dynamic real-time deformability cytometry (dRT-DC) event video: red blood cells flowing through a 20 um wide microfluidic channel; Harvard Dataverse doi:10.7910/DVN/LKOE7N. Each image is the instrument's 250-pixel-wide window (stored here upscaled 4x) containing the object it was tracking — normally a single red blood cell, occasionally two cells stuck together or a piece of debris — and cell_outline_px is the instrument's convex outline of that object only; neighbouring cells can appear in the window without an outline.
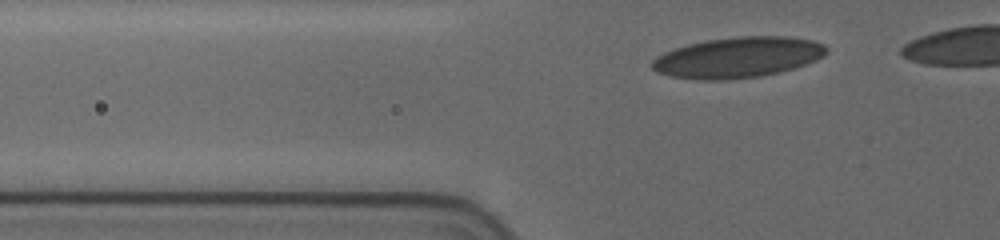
{"species": "human", "species_latin": "Homo sapiens", "temperature_condition": "cold", "stored_images_in_passage": 35, "camera_frame_rate_fps": 3000, "um_per_image_px": 0.085, "donor": {"sex": "female"}, "frame": {"image": 1, "passage_image": 4, "time_ms": 1.0, "image_size_px": [1000, 240], "cell_outline_px": [[828, 52], [824, 56], [816, 60], [780, 72], [760, 76], [720, 80], [700, 80], [672, 76], [656, 72], [648, 64], [656, 56], [664, 52], [688, 44], [708, 40], [736, 36], [788, 36], [812, 40], [824, 44], [828, 48]], "centroid_in_image_um": [62.71, 4.87], "position_along_channel_um": 63.1, "area_um2": 41.38}}
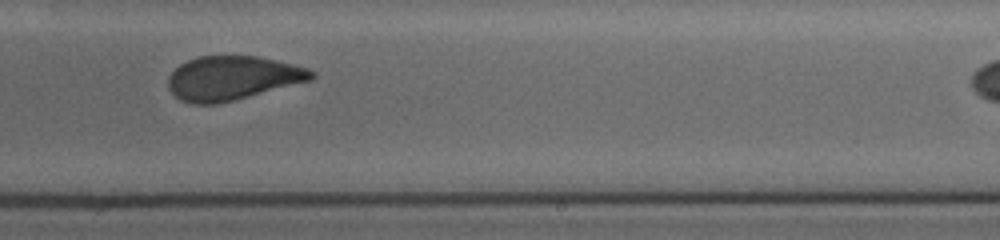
{"frame": {"image": 2, "passage_image": 22, "time_ms": 7.0, "image_size_px": [1000, 240], "cell_outline_px": [[316, 76], [312, 80], [216, 104], [192, 104], [180, 100], [168, 88], [168, 76], [180, 64], [188, 60], [200, 56], [256, 56], [276, 60], [308, 68], [316, 72]], "centroid_in_image_um": [19.76, 6.63], "position_along_channel_um": 269.2, "area_um2": 36.53}}
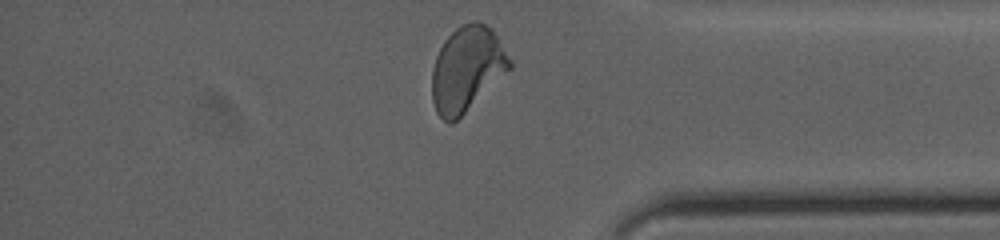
{"frame": {"image": 3, "passage_image": 33, "time_ms": 10.667, "image_size_px": [1000, 240], "cell_outline_px": [[512, 68], [452, 124], [448, 124], [436, 112], [432, 100], [432, 68], [436, 56], [444, 40], [460, 24], [472, 20], [480, 20], [492, 28], [512, 60]], "centroid_in_image_um": [39.7, 5.83], "position_along_channel_um": 395.5, "area_um2": 38.73}}